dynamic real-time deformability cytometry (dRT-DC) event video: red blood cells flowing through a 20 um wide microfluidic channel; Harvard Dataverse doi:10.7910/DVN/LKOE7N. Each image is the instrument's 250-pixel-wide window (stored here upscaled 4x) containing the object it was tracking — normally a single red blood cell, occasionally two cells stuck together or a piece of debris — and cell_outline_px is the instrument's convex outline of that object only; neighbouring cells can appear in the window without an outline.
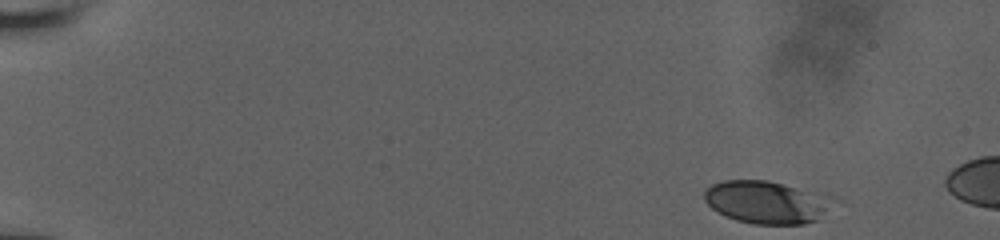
{"species": "human", "species_latin": "Homo sapiens", "temperature_condition": "room temperature", "stored_images_in_passage": 37, "segment_of_instrument_passage": [1, 2], "camera_frame_rate_fps": 3000, "um_per_image_px": 0.085, "donor": {"sex": "male"}, "frame": {"image": 1, "passage_image": 1, "time_ms": 0.0, "image_size_px": [1000, 240], "cell_outline_px": [[836, 200], [820, 220], [804, 224], [752, 224], [736, 220], [712, 208], [704, 200], [704, 192], [712, 184], [724, 180], [768, 180], [832, 196]], "centroid_in_image_um": [65.21, 17.19], "position_along_channel_um": 19.8, "area_um2": 32.14}}
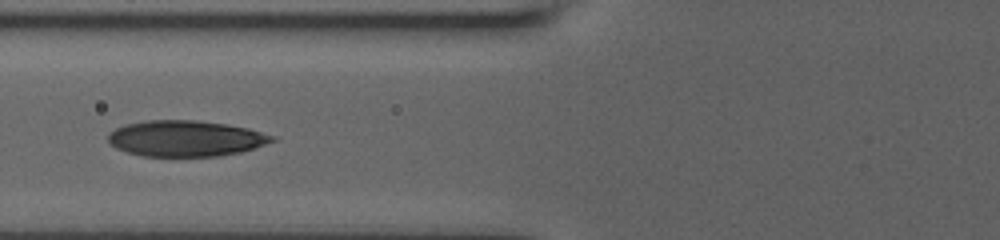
{"frame": {"image": 2, "passage_image": 16, "time_ms": 6.0, "image_size_px": [1000, 240], "cell_outline_px": [[276, 140], [240, 152], [220, 156], [144, 156], [128, 152], [116, 148], [108, 140], [108, 136], [116, 128], [124, 124], [148, 120], [196, 120], [228, 124], [248, 128], [276, 136]], "centroid_in_image_um": [15.79, 11.76], "position_along_channel_um": 110.0, "area_um2": 34.22}}
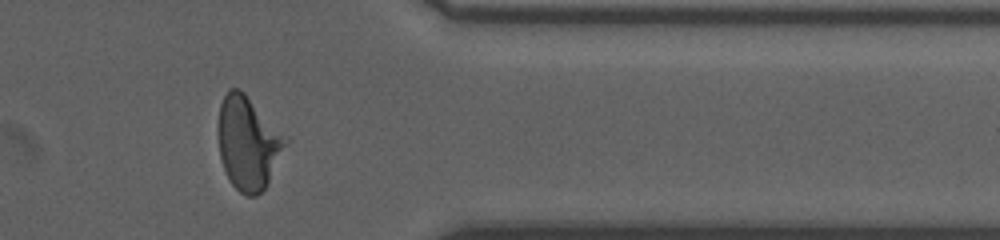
{"frame": {"image": 3, "passage_image": 31, "time_ms": 13.333, "image_size_px": [1000, 240], "cell_outline_px": [[288, 144], [268, 184], [256, 196], [248, 196], [240, 192], [232, 184], [220, 160], [216, 132], [216, 124], [220, 104], [228, 88], [240, 88], [288, 136]], "centroid_in_image_um": [21.08, 12.12], "position_along_channel_um": 390.3, "area_um2": 37.4}}